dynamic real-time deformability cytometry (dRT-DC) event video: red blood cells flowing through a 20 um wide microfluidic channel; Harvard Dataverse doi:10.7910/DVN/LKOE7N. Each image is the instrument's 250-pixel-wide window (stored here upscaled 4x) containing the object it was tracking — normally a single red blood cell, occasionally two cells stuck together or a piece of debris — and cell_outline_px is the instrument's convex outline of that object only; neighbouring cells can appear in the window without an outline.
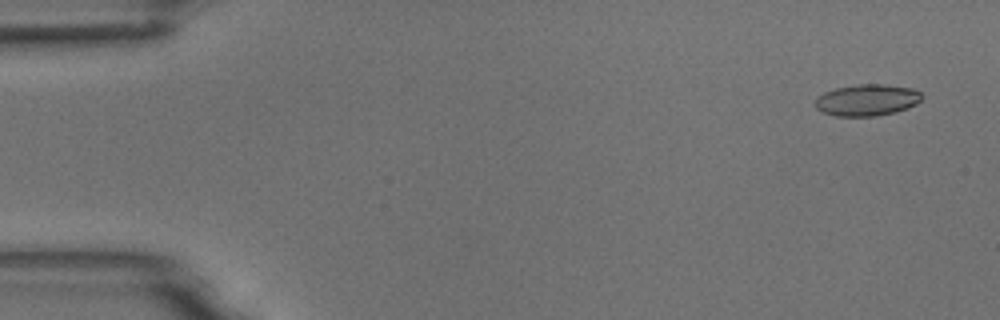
{"species": "common noctule bat (a hibernating species)", "species_latin": "Nyctalus noctula", "temperature_condition": "room temperature", "stored_images_in_passage": 6, "camera_frame_rate_fps": 3000, "um_per_image_px": 0.085, "animal": {"sex": "male", "body_mass_g": 18.8}, "frame": {"image": 1, "passage_image": 1, "time_ms": 0.0, "image_size_px": [1000, 320], "cell_outline_px": [[924, 96], [916, 104], [908, 108], [896, 112], [876, 116], [836, 116], [824, 112], [816, 108], [816, 100], [824, 92], [836, 88], [856, 84], [884, 84], [916, 88]], "centroid_in_image_um": [73.76, 8.49], "position_along_channel_um": 11.2, "area_um2": 19.71}}
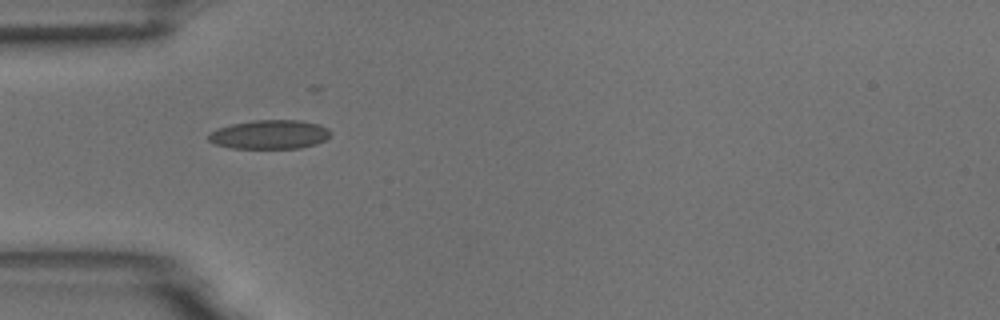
{"frame": {"image": 2, "passage_image": 5, "time_ms": 1.333, "image_size_px": [1000, 320], "cell_outline_px": [[332, 132], [324, 140], [316, 144], [300, 148], [232, 148], [216, 144], [208, 140], [208, 132], [216, 128], [232, 124], [252, 120], [300, 120], [316, 124], [328, 128]], "centroid_in_image_um": [22.89, 11.43], "position_along_channel_um": 62.1, "area_um2": 20.63}}